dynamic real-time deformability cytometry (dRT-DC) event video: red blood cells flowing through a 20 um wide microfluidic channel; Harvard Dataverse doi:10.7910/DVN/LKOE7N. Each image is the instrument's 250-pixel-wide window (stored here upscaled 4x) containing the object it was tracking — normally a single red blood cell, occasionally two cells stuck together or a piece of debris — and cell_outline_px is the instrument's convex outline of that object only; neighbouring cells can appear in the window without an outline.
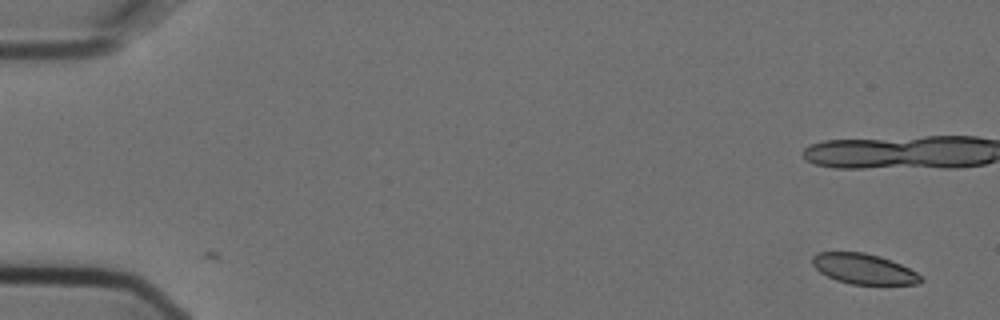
{"species": "Egyptian fruit bat (a non-hibernating species)", "species_latin": "Rousettus aegyptiacus", "temperature_condition": "cold", "stored_images_in_passage": 3, "camera_frame_rate_fps": 3000, "um_per_image_px": 0.085, "animal": {"sex": "female"}, "frame": {"image": 1, "passage_image": 1, "time_ms": 0.0, "image_size_px": [1000, 320], "cell_outline_px": [[924, 280], [920, 284], [852, 284], [836, 280], [820, 272], [812, 264], [812, 256], [816, 252], [864, 252], [880, 256], [900, 264], [924, 276]], "centroid_in_image_um": [73.44, 22.85], "position_along_channel_um": 11.6, "area_um2": 19.19}}